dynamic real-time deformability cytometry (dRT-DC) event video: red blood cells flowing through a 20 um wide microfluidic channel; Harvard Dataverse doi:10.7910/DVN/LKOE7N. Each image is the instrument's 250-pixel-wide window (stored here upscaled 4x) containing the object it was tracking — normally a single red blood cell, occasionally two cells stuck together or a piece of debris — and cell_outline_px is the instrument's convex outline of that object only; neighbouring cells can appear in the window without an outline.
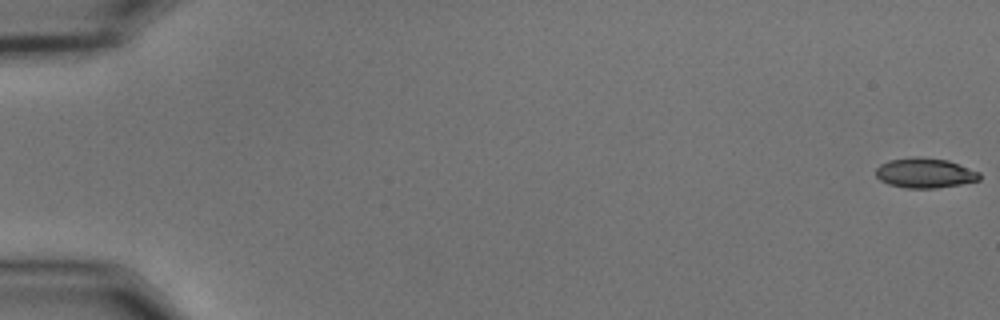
{"species": "common noctule bat (a hibernating species)", "species_latin": "Nyctalus noctula", "temperature_condition": "cold", "stored_images_in_passage": 19, "camera_frame_rate_fps": 3000, "um_per_image_px": 0.085, "animal": {"sex": "male", "body_mass_g": 15.6}, "frame": {"image": 1, "passage_image": 1, "time_ms": 0.0, "image_size_px": [1000, 320], "cell_outline_px": [[980, 180], [960, 184], [936, 188], [904, 188], [888, 184], [880, 180], [876, 176], [876, 168], [880, 164], [888, 160], [912, 156], [920, 156], [948, 160], [980, 172]], "centroid_in_image_um": [78.59, 14.69], "position_along_channel_um": 6.4, "area_um2": 18.26}}
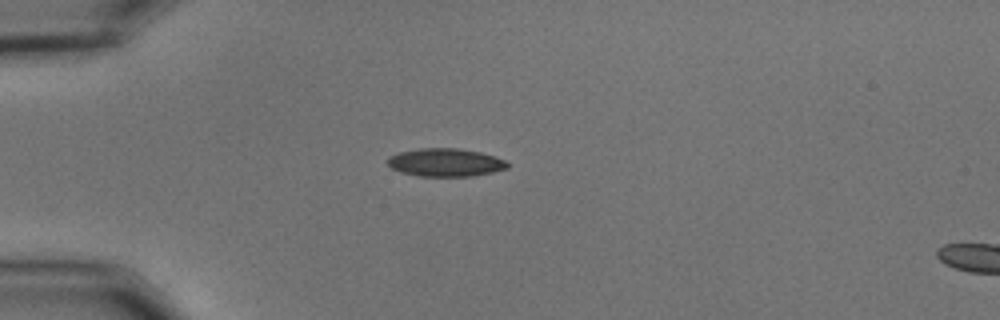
{"frame": {"image": 2, "passage_image": 16, "time_ms": 5.0, "image_size_px": [1000, 320], "cell_outline_px": [[508, 168], [492, 172], [472, 176], [420, 176], [400, 172], [392, 168], [384, 160], [388, 156], [400, 152], [420, 148], [456, 148], [480, 152], [496, 156], [504, 160], [508, 164]], "centroid_in_image_um": [37.83, 13.8], "position_along_channel_um": 47.2, "area_um2": 19.65}}